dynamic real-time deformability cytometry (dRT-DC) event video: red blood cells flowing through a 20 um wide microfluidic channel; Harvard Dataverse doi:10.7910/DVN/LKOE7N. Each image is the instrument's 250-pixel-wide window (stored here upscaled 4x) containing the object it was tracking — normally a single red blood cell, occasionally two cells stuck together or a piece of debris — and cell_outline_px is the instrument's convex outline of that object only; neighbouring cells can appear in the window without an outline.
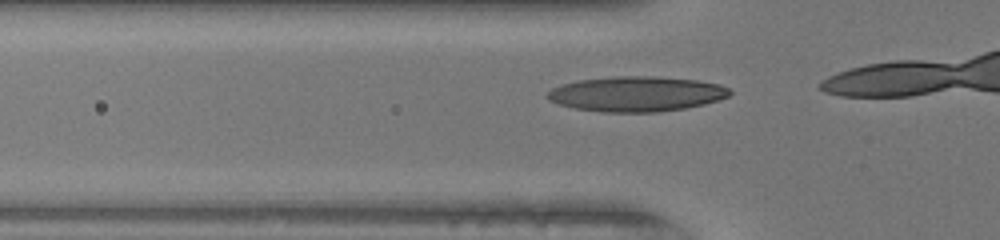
{"species": "human", "species_latin": "Homo sapiens", "temperature_condition": "warm", "stored_images_in_passage": 13, "camera_frame_rate_fps": 3000, "um_per_image_px": 0.085, "donor": {"sex": "female"}, "frame": {"image": 1, "passage_image": 10, "time_ms": 3.0, "image_size_px": [1000, 240], "cell_outline_px": [[732, 92], [728, 96], [704, 104], [684, 108], [656, 112], [604, 112], [576, 108], [560, 104], [548, 100], [544, 96], [552, 88], [576, 80], [616, 76], [656, 76], [696, 80], [720, 84], [728, 88]], "centroid_in_image_um": [54.08, 7.97], "position_along_channel_um": 71.7, "area_um2": 37.17}}